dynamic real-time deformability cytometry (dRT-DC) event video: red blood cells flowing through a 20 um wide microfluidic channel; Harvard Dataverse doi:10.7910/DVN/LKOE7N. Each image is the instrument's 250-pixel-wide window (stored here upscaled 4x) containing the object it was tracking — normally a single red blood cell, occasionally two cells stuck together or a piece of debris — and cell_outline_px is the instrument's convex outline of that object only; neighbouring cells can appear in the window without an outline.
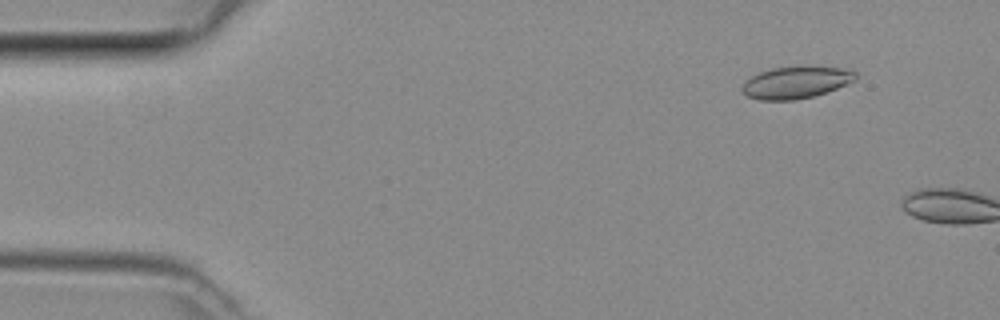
{"species": "common noctule bat (a hibernating species)", "species_latin": "Nyctalus noctula", "temperature_condition": "room temperature", "stored_images_in_passage": 7, "camera_frame_rate_fps": 3000, "um_per_image_px": 0.085, "animal": {"sex": "female", "body_mass_g": 29.2, "forearm_length_mm": 56.3}, "frame": {"image": 1, "passage_image": 5, "time_ms": 1.333, "image_size_px": [1000, 320], "cell_outline_px": [[856, 80], [836, 88], [812, 96], [792, 100], [760, 100], [748, 96], [740, 88], [752, 76], [760, 72], [772, 68], [808, 64], [816, 64], [852, 68], [856, 72]], "centroid_in_image_um": [67.75, 6.94], "position_along_channel_um": 17.3, "area_um2": 21.68}}